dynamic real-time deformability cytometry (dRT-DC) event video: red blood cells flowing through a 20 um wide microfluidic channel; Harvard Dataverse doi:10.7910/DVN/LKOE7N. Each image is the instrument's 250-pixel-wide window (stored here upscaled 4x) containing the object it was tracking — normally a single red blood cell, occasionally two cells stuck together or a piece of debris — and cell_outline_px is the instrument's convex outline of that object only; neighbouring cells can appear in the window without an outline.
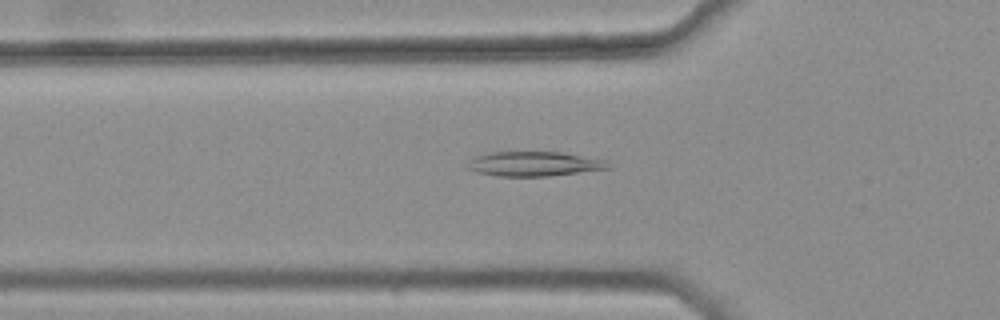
{"species": "common noctule bat (a hibernating species)", "species_latin": "Nyctalus noctula", "temperature_condition": "warm", "stored_images_in_passage": 45, "camera_frame_rate_fps": 3000, "um_per_image_px": 0.085, "animal": {"sex": "female", "body_mass_g": 25.1}, "frame": {"image": 1, "passage_image": 17, "time_ms": 5.333, "image_size_px": [1000, 320], "cell_outline_px": [[612, 168], [548, 176], [500, 176], [476, 172], [468, 168], [468, 160], [476, 156], [488, 152], [564, 152], [608, 160]], "centroid_in_image_um": [45.45, 13.92], "position_along_channel_um": 80.4, "area_um2": 20.29}}
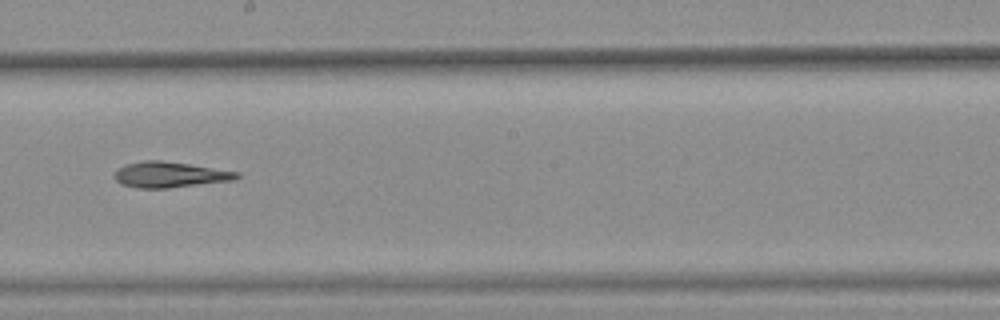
{"frame": {"image": 2, "passage_image": 29, "time_ms": 9.333, "image_size_px": [1000, 320], "cell_outline_px": [[240, 176], [232, 180], [168, 188], [136, 188], [120, 184], [112, 176], [124, 164], [144, 160], [160, 160], [188, 164], [240, 172]], "centroid_in_image_um": [14.39, 14.84], "position_along_channel_um": 233.8, "area_um2": 18.21}}
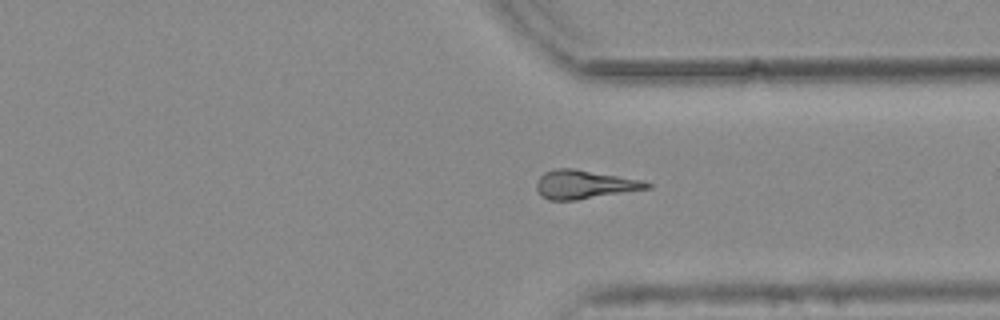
{"frame": {"image": 3, "passage_image": 39, "time_ms": 12.667, "image_size_px": [1000, 320], "cell_outline_px": [[652, 188], [576, 200], [548, 200], [536, 188], [536, 180], [544, 172], [556, 168], [572, 168], [644, 180], [652, 184]], "centroid_in_image_um": [49.7, 15.67], "position_along_channel_um": 361.7, "area_um2": 18.44}}